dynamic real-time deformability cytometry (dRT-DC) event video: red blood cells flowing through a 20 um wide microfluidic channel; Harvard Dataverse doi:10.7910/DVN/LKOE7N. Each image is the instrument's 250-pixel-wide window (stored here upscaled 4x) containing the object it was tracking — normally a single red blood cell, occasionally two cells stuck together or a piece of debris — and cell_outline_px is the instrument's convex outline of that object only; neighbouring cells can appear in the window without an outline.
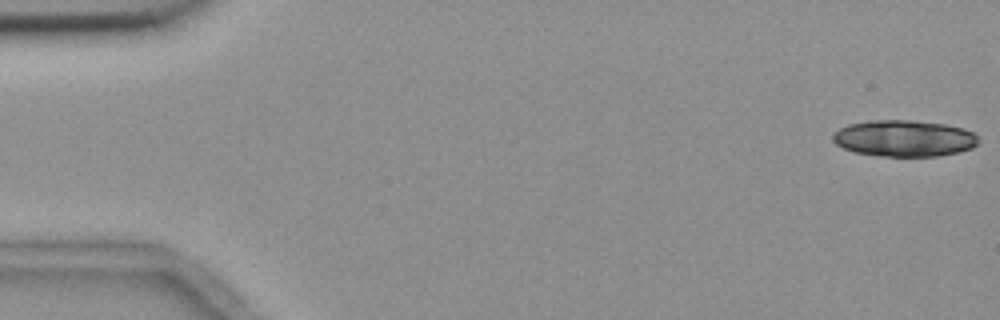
{"species": "common noctule bat (a hibernating species)", "species_latin": "Nyctalus noctula", "temperature_condition": "room temperature", "stored_images_in_passage": 5, "camera_frame_rate_fps": 3000, "um_per_image_px": 0.085, "animal": {"sex": "female", "body_mass_g": 18.4}, "frame": {"image": 1, "passage_image": 1, "time_ms": 0.0, "image_size_px": [1000, 320], "cell_outline_px": [[980, 140], [972, 148], [940, 156], [880, 156], [856, 152], [844, 148], [836, 144], [832, 140], [832, 136], [840, 128], [848, 124], [872, 120], [912, 120], [944, 124], [964, 128], [972, 132]], "centroid_in_image_um": [76.85, 11.75], "position_along_channel_um": 8.1, "area_um2": 30.81}}